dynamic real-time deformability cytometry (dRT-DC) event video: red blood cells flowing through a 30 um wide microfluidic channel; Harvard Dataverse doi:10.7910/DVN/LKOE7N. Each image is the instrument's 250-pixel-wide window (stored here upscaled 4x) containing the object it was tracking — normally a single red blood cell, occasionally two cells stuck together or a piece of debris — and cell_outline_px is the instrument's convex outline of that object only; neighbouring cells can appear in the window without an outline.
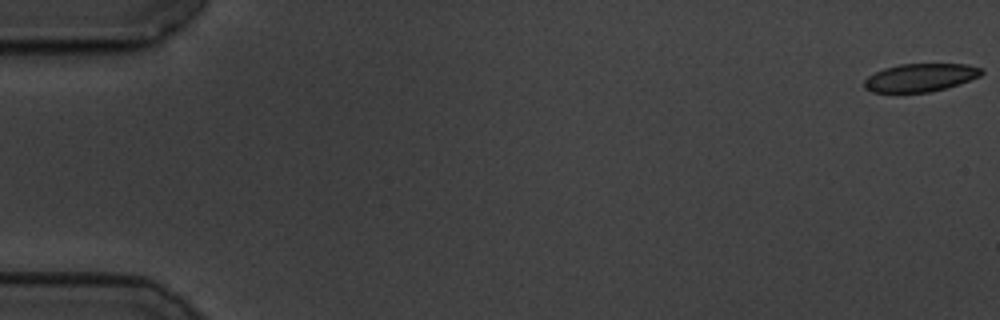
{"species": "common noctule bat (a hibernating species)", "species_latin": "Nyctalus noctula", "temperature_condition": "cold", "stored_images_in_passage": 53, "camera_frame_rate_fps": 3000, "um_per_image_px": 0.085, "animal": {"sex": "male", "body_mass_g": 19.5, "forearm_length_mm": 54.6}, "frame": {"image": 1, "passage_image": 1, "time_ms": 0.0, "image_size_px": [1000, 320], "cell_outline_px": [[984, 72], [980, 76], [944, 88], [928, 92], [872, 92], [864, 88], [864, 80], [868, 76], [884, 68], [900, 64], [968, 64], [984, 68]], "centroid_in_image_um": [78.22, 6.58], "position_along_channel_um": 6.8, "area_um2": 19.02}}
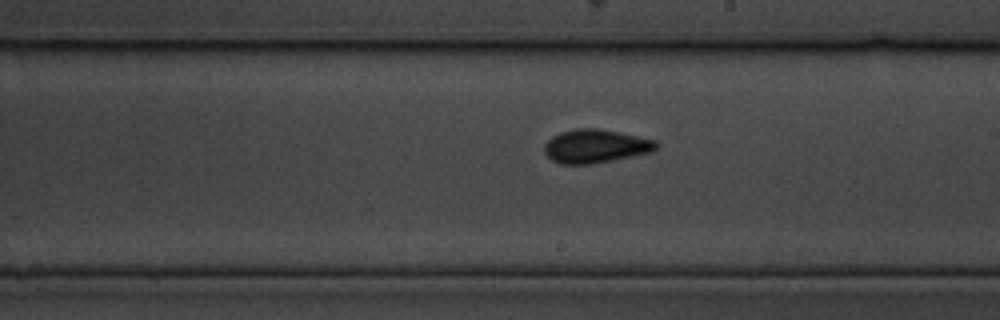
{"frame": {"image": 2, "passage_image": 34, "time_ms": 11.0, "image_size_px": [1000, 320], "cell_outline_px": [[660, 144], [652, 152], [592, 164], [560, 164], [552, 160], [544, 152], [544, 144], [552, 136], [560, 132], [576, 128], [596, 128], [620, 132], [656, 140]], "centroid_in_image_um": [50.62, 12.42], "position_along_channel_um": 238.4, "area_um2": 21.96}}
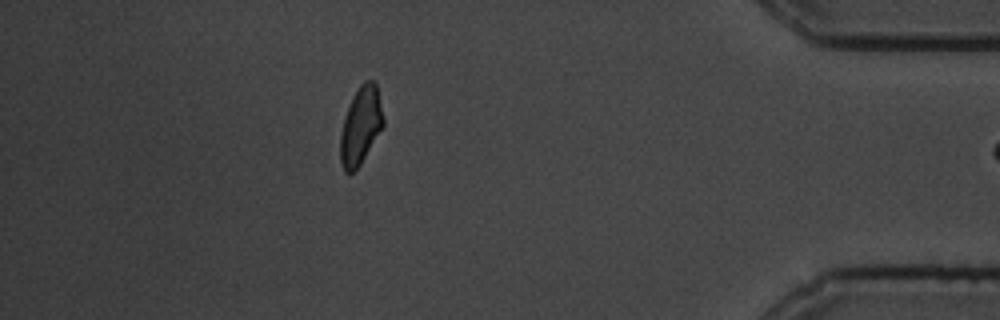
{"frame": {"image": 3, "passage_image": 52, "time_ms": 17.0, "image_size_px": [1000, 320], "cell_outline_px": [[384, 124], [360, 164], [352, 172], [344, 172], [340, 164], [340, 132], [344, 116], [352, 96], [360, 84], [364, 80], [372, 80], [376, 84], [384, 120]], "centroid_in_image_um": [30.63, 10.67], "position_along_channel_um": 404.6, "area_um2": 19.31}}